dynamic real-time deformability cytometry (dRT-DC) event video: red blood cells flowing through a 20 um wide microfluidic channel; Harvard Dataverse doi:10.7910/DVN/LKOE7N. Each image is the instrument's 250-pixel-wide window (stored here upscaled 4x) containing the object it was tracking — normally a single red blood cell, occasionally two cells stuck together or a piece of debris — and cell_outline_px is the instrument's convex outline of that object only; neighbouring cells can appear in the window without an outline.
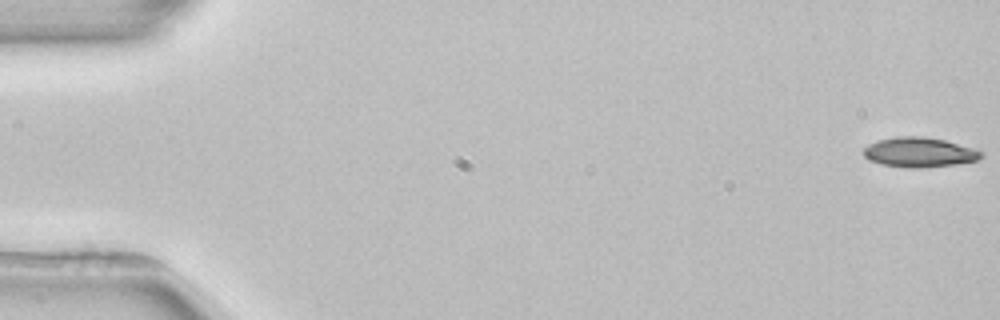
{"species": "common noctule bat (a hibernating species)", "species_latin": "Nyctalus noctula", "temperature_condition": "room temperature", "stored_images_in_passage": 5, "camera_frame_rate_fps": 3000, "um_per_image_px": 0.085, "animal": {"sex": "female", "body_mass_g": 22.7, "forearm_length_mm": 54.2}, "frame": {"image": 1, "passage_image": 1, "time_ms": 0.0, "image_size_px": [1000, 320], "cell_outline_px": [[984, 156], [980, 160], [956, 164], [880, 164], [868, 160], [864, 156], [864, 148], [868, 144], [876, 140], [896, 136], [924, 136], [944, 140], [972, 148], [984, 152]], "centroid_in_image_um": [78.15, 12.87], "position_along_channel_um": 6.9, "area_um2": 19.36}}